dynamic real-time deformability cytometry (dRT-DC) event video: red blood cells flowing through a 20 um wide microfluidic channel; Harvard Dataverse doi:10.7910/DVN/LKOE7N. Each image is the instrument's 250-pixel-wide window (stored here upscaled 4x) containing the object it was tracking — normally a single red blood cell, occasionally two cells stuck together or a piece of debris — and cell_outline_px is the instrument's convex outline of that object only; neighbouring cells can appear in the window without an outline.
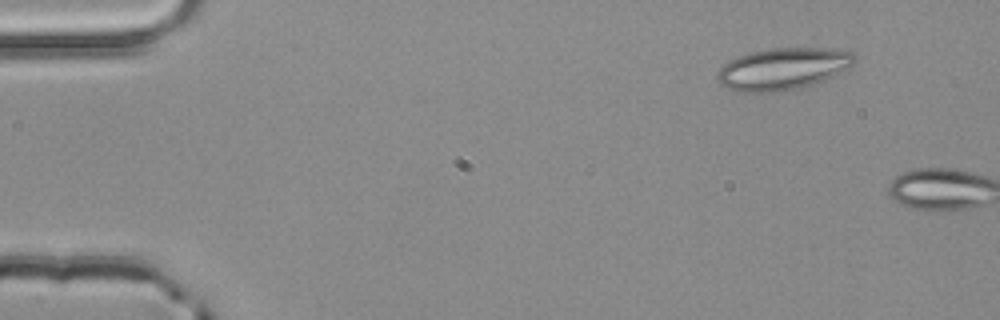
{"species": "common noctule bat (a hibernating species)", "species_latin": "Nyctalus noctula", "temperature_condition": "room temperature", "stored_images_in_passage": 3, "camera_frame_rate_fps": 3000, "um_per_image_px": 0.085, "animal": {"sex": "male", "body_mass_g": 20.4}, "frame": {"image": 1, "passage_image": 1, "time_ms": 0.0, "image_size_px": [1000, 320], "cell_outline_px": [[856, 60], [848, 68], [832, 76], [812, 84], [796, 88], [776, 92], [740, 92], [728, 88], [720, 84], [716, 76], [716, 72], [728, 60], [736, 56], [748, 52], [772, 48], [832, 48], [852, 52], [856, 56]], "centroid_in_image_um": [66.51, 5.83], "position_along_channel_um": 18.5, "area_um2": 33.52}}